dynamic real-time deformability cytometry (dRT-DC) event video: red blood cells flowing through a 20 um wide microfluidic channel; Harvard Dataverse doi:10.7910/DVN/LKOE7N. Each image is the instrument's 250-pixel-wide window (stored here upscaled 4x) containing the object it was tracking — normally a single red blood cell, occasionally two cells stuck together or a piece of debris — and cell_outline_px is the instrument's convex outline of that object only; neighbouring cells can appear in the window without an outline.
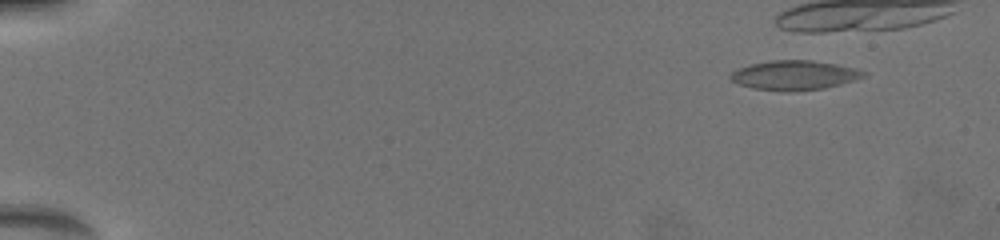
{"species": "common noctule bat (a hibernating species)", "species_latin": "Nyctalus noctula", "temperature_condition": "warm", "stored_images_in_passage": 11, "camera_frame_rate_fps": 3000, "um_per_image_px": 0.085, "animal": {"sex": "female", "body_mass_g": 19.5, "forearm_length_mm": 54.1}, "frame": {"image": 1, "passage_image": 1, "time_ms": 0.0, "image_size_px": [1000, 240], "cell_outline_px": [[868, 76], [856, 80], [824, 88], [752, 88], [740, 84], [732, 80], [728, 76], [732, 72], [740, 68], [752, 64], [772, 60], [808, 60], [836, 64], [856, 68], [868, 72]], "centroid_in_image_um": [67.61, 6.34], "position_along_channel_um": 17.4, "area_um2": 21.79}}